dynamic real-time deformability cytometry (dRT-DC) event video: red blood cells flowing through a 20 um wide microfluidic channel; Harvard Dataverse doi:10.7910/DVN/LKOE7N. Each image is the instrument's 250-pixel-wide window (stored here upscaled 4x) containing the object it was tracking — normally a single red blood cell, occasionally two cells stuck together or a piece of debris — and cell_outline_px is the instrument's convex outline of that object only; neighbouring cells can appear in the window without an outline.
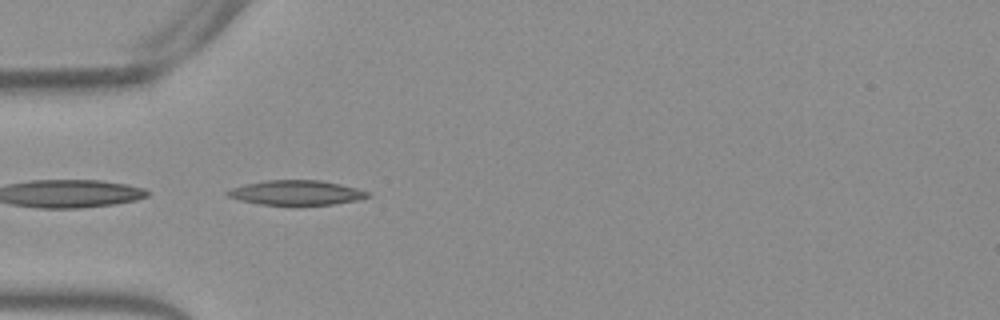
{"species": "Egyptian fruit bat (a non-hibernating species)", "species_latin": "Rousettus aegyptiacus", "temperature_condition": "warm", "stored_images_in_passage": 37, "camera_frame_rate_fps": 3000, "um_per_image_px": 0.085, "frame": {"image": 1, "passage_image": 1, "time_ms": 0.0, "image_size_px": [1000, 320], "cell_outline_px": [[372, 196], [356, 200], [332, 204], [260, 204], [240, 200], [228, 196], [224, 192], [232, 188], [244, 184], [268, 180], [320, 180], [356, 188], [368, 192]], "centroid_in_image_um": [25.16, 16.37], "position_along_channel_um": 59.8, "area_um2": 19.77}}
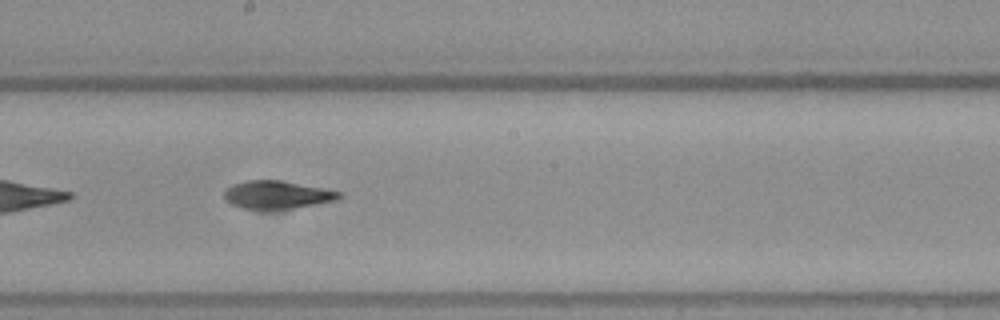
{"frame": {"image": 2, "passage_image": 14, "time_ms": 4.333, "image_size_px": [1000, 320], "cell_outline_px": [[344, 196], [336, 200], [292, 208], [244, 208], [232, 204], [224, 200], [224, 192], [232, 184], [244, 180], [280, 180], [324, 188], [344, 192]], "centroid_in_image_um": [23.58, 16.53], "position_along_channel_um": 224.6, "area_um2": 18.55}}
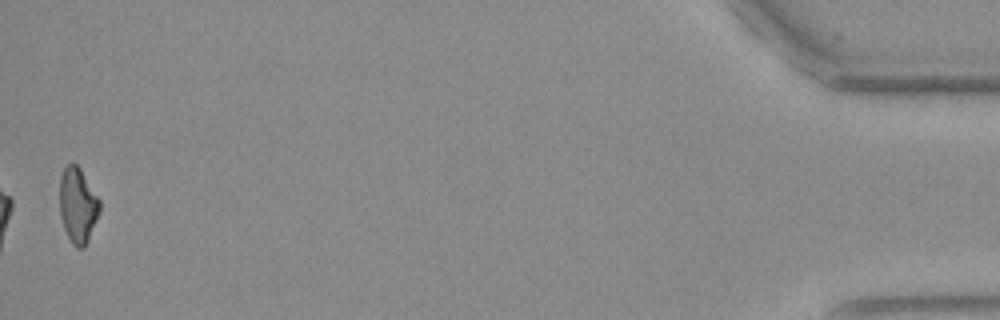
{"frame": {"image": 3, "passage_image": 37, "time_ms": 12.0, "image_size_px": [1000, 320], "cell_outline_px": [[100, 212], [88, 240], [84, 248], [76, 248], [72, 244], [64, 228], [60, 216], [60, 176], [64, 168], [68, 164], [76, 164], [80, 168], [100, 200]], "centroid_in_image_um": [6.61, 17.46], "position_along_channel_um": 428.6, "area_um2": 17.51}, "authors_computed_cell_mechanics": {"area_um2": 18.7272, "velocity_mm_per_s": 3.8652, "shape_relaxation_time_tau1_ms": null, "shape_relaxation_time_tau2_ms": 3.8689, "deformation_change_tau1": null, "deformation_change_tau2": 0.1333}}